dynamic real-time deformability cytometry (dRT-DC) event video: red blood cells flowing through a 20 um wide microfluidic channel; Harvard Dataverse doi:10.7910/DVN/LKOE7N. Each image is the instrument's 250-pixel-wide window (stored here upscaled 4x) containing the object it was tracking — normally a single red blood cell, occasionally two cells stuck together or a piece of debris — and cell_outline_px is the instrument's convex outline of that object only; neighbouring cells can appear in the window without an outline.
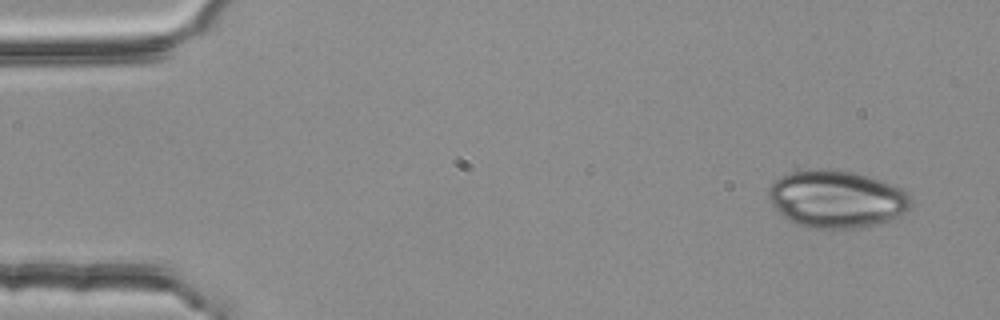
{"species": "common noctule bat (a hibernating species)", "species_latin": "Nyctalus noctula", "temperature_condition": "room temperature", "stored_images_in_passage": 4, "camera_frame_rate_fps": 3000, "um_per_image_px": 0.085, "animal": {"sex": "female", "body_mass_g": 25.1}, "frame": {"image": 1, "passage_image": 1, "time_ms": 0.0, "image_size_px": [1000, 320], "cell_outline_px": [[912, 204], [904, 212], [888, 220], [876, 224], [852, 228], [812, 228], [800, 224], [784, 216], [772, 204], [768, 196], [768, 188], [780, 176], [796, 164], [828, 168], [856, 172], [868, 176], [900, 188], [908, 192], [912, 200]], "centroid_in_image_um": [71.04, 16.83], "position_along_channel_um": 14.0, "area_um2": 48.32}}